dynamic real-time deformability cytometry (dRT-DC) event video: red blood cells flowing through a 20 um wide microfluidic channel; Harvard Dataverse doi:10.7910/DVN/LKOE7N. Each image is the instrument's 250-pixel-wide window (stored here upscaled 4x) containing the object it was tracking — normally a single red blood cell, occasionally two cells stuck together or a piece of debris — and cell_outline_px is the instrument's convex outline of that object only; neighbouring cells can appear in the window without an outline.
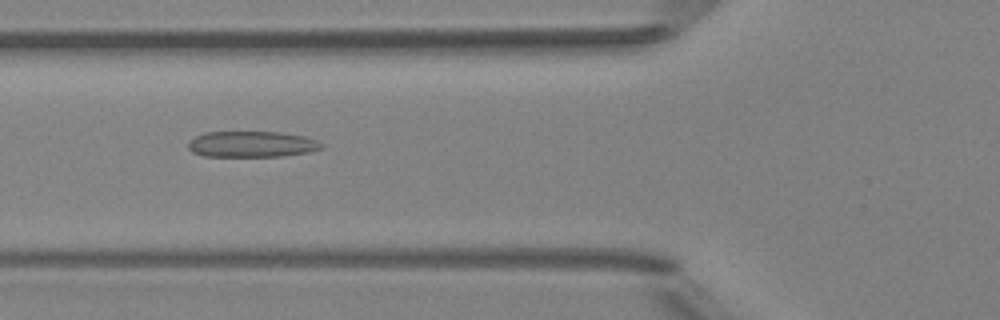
{"species": "Egyptian fruit bat (a non-hibernating species)", "species_latin": "Rousettus aegyptiacus", "temperature_condition": "room temperature", "stored_images_in_passage": 3, "camera_frame_rate_fps": 3000, "um_per_image_px": 0.085, "animal": {"sex": "female"}, "frame": {"image": 1, "passage_image": 3, "time_ms": 2.333, "image_size_px": [1000, 320], "cell_outline_px": [[324, 148], [308, 152], [280, 156], [204, 156], [192, 152], [188, 148], [188, 140], [204, 132], [280, 132], [304, 136], [316, 140], [324, 144]], "centroid_in_image_um": [21.39, 12.25], "position_along_channel_um": 104.4, "area_um2": 20.23}}